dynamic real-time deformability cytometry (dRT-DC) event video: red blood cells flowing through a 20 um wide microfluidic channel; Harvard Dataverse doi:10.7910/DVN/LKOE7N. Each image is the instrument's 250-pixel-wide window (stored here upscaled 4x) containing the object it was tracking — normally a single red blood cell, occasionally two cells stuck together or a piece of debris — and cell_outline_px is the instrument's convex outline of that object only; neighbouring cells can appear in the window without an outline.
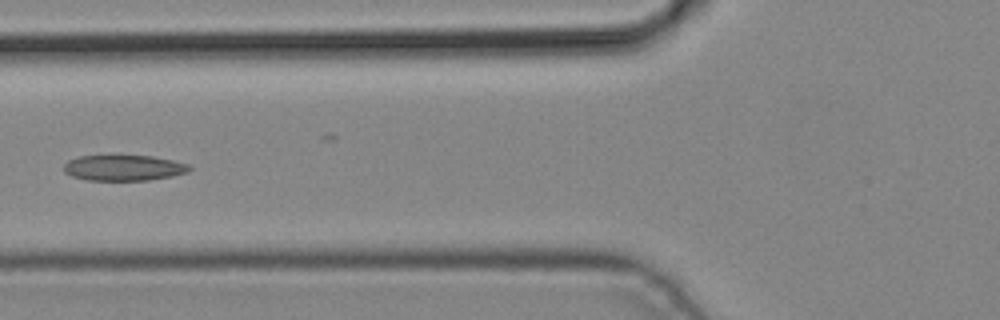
{"species": "common noctule bat (a hibernating species)", "species_latin": "Nyctalus noctula", "temperature_condition": "cold", "stored_images_in_passage": 4, "camera_frame_rate_fps": 3000, "um_per_image_px": 0.085, "animal": {"sex": "male", "body_mass_g": 19.2, "forearm_length_mm": 51.8}, "frame": {"image": 1, "passage_image": 4, "time_ms": 1.0, "image_size_px": [1000, 320], "cell_outline_px": [[192, 168], [188, 172], [172, 176], [148, 180], [88, 180], [72, 176], [64, 172], [64, 164], [68, 160], [80, 156], [152, 156], [172, 160], [188, 164]], "centroid_in_image_um": [10.52, 14.27], "position_along_channel_um": 115.3, "area_um2": 18.67}}